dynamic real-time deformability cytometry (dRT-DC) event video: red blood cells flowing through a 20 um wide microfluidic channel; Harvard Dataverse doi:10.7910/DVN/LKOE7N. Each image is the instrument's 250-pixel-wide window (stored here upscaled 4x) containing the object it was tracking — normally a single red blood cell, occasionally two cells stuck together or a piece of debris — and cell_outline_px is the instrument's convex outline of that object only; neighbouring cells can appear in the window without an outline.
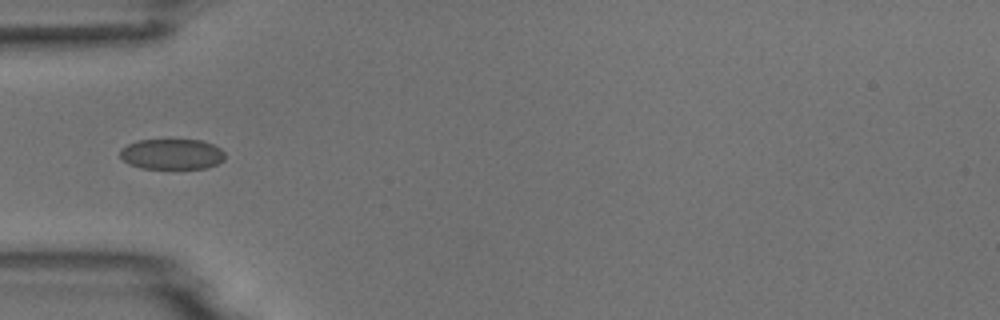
{"species": "common noctule bat (a hibernating species)", "species_latin": "Nyctalus noctula", "temperature_condition": "room temperature", "stored_images_in_passage": 4, "camera_frame_rate_fps": 3000, "um_per_image_px": 0.085, "animal": {"sex": "male", "body_mass_g": 18.8}, "frame": {"image": 1, "passage_image": 4, "time_ms": 4.333, "image_size_px": [1000, 320], "cell_outline_px": [[224, 160], [208, 168], [140, 168], [128, 164], [120, 156], [120, 148], [136, 140], [200, 140], [212, 144], [220, 148], [224, 152]], "centroid_in_image_um": [14.59, 13.1], "position_along_channel_um": 70.4, "area_um2": 18.67}}